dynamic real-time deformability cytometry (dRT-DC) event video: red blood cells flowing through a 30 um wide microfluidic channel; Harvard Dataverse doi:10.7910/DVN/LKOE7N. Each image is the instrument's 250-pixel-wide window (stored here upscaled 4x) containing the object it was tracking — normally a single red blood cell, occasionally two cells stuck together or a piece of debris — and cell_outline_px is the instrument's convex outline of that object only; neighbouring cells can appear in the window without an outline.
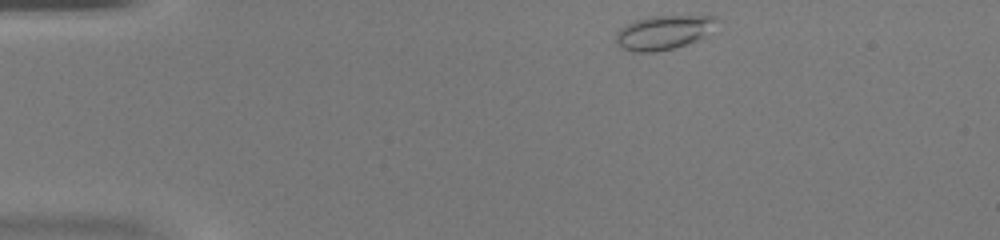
{"species": "common noctule bat (a hibernating species)", "species_latin": "Nyctalus noctula", "temperature_condition": "warm", "stored_images_in_passage": 40, "camera_frame_rate_fps": 3000, "um_per_image_px": 0.085, "animal": {"sex": "female", "body_mass_g": 20.0, "forearm_length_mm": 54.0}, "frame": {"image": 1, "passage_image": 1, "time_ms": 0.0, "image_size_px": [1000, 240], "cell_outline_px": [[720, 20], [704, 36], [696, 40], [672, 48], [656, 52], [632, 52], [616, 44], [616, 32], [620, 28], [636, 20], [652, 16], [716, 16]], "centroid_in_image_um": [56.38, 2.75], "position_along_channel_um": 28.6, "area_um2": 19.77}}
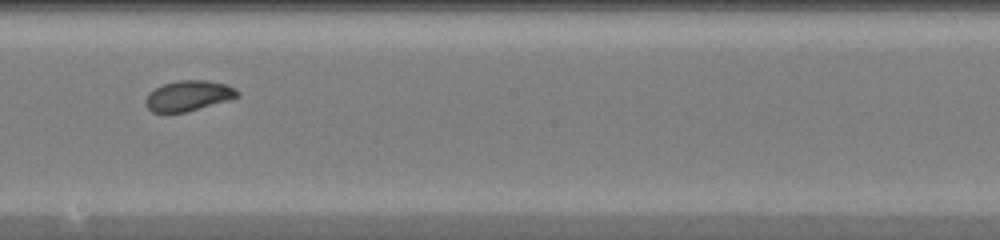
{"frame": {"image": 2, "passage_image": 20, "time_ms": 6.333, "image_size_px": [1000, 240], "cell_outline_px": [[240, 96], [228, 100], [184, 112], [152, 112], [144, 104], [144, 100], [148, 92], [164, 84], [176, 80], [208, 80], [224, 84], [236, 88], [240, 92]], "centroid_in_image_um": [16.0, 8.13], "position_along_channel_um": 232.2, "area_um2": 16.24}}
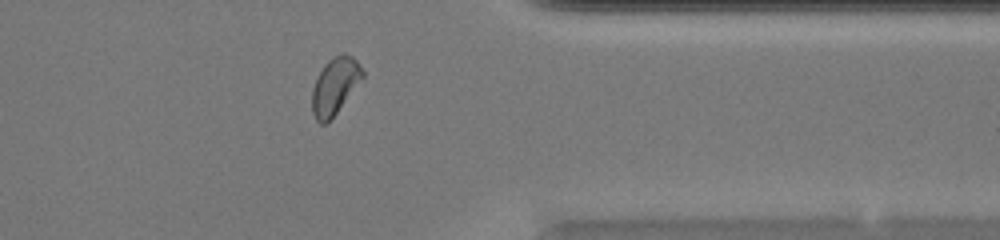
{"frame": {"image": 3, "passage_image": 31, "time_ms": 10.0, "image_size_px": [1000, 240], "cell_outline_px": [[364, 76], [328, 124], [320, 124], [316, 120], [312, 112], [312, 88], [324, 64], [332, 56], [340, 52], [344, 52], [352, 56], [360, 64], [364, 72]], "centroid_in_image_um": [28.46, 7.3], "position_along_channel_um": 382.9, "area_um2": 16.82}}